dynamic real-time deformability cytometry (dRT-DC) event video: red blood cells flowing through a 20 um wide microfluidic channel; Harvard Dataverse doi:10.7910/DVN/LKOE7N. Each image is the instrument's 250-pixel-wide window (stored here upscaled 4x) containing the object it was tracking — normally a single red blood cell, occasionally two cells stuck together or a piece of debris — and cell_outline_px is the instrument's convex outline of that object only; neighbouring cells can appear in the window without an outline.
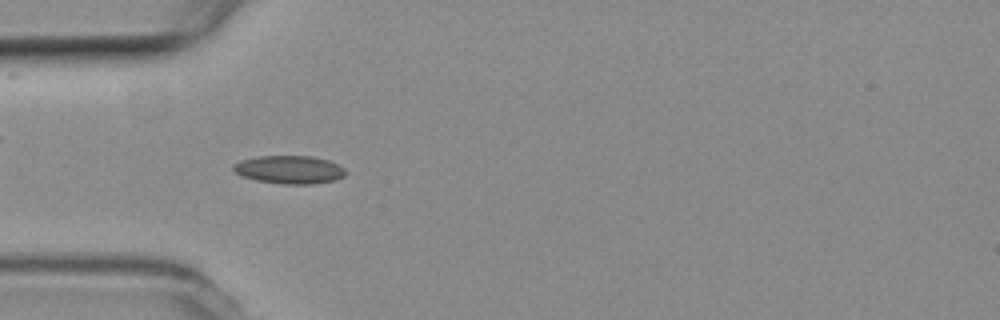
{"species": "common noctule bat (a hibernating species)", "species_latin": "Nyctalus noctula", "temperature_condition": "room temperature", "stored_images_in_passage": 42, "camera_frame_rate_fps": 3000, "um_per_image_px": 0.085, "animal": {"sex": "female", "body_mass_g": 19.3, "forearm_length_mm": 54.1}, "frame": {"image": 1, "passage_image": 4, "time_ms": 1.0, "image_size_px": [1000, 320], "cell_outline_px": [[344, 176], [336, 180], [312, 184], [280, 184], [256, 180], [240, 176], [232, 168], [232, 164], [240, 160], [256, 156], [312, 156], [328, 160], [344, 168]], "centroid_in_image_um": [24.55, 14.42], "position_along_channel_um": 60.4, "area_um2": 18.5}}
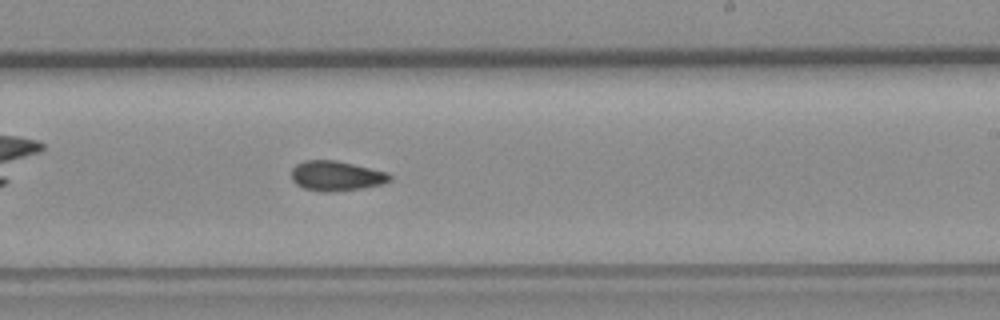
{"frame": {"image": 2, "passage_image": 20, "time_ms": 6.333, "image_size_px": [1000, 320], "cell_outline_px": [[392, 180], [384, 184], [364, 188], [332, 192], [320, 192], [304, 188], [296, 184], [292, 180], [292, 168], [296, 164], [304, 160], [336, 160], [388, 172], [392, 176]], "centroid_in_image_um": [28.6, 14.96], "position_along_channel_um": 260.4, "area_um2": 17.4}}
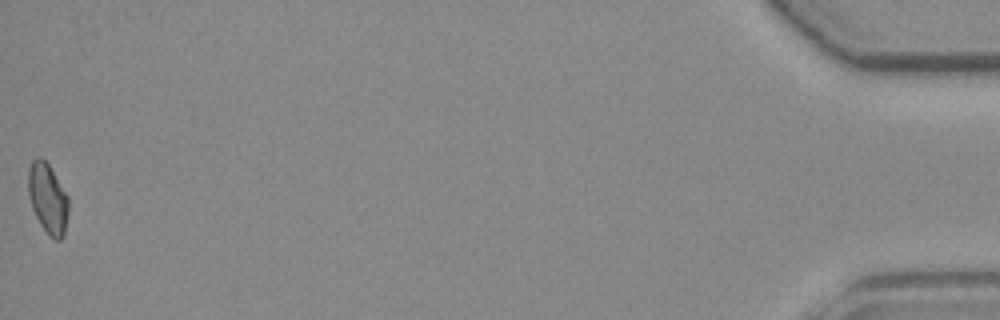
{"frame": {"image": 3, "passage_image": 42, "time_ms": 13.667, "image_size_px": [1000, 320], "cell_outline_px": [[68, 212], [64, 236], [60, 240], [56, 240], [40, 224], [32, 208], [28, 196], [28, 168], [32, 160], [36, 156], [40, 156], [48, 164], [68, 196]], "centroid_in_image_um": [4.05, 16.83], "position_along_channel_um": 431.2, "area_um2": 16.36}, "authors_computed_cell_mechanics": {"area_um2": 16.762, "velocity_mm_per_s": 3.7837, "shape_relaxation_time_tau1_ms": null, "shape_relaxation_time_tau2_ms": 4.9806, "deformation_change_tau1": null, "deformation_change_tau2": 0.1034}}